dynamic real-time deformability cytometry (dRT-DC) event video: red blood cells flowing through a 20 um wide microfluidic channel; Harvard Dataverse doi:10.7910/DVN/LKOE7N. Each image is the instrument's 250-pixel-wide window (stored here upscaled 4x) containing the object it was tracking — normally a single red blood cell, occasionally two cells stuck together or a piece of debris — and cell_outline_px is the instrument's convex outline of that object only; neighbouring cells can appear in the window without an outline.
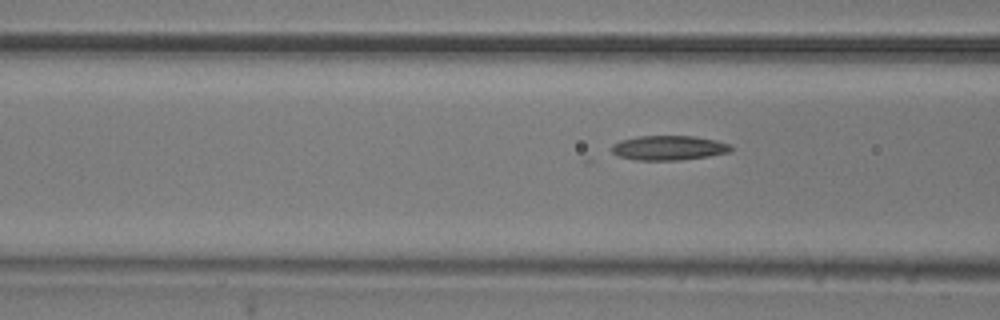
{"species": "common noctule bat (a hibernating species)", "species_latin": "Nyctalus noctula", "temperature_condition": "room temperature", "stored_images_in_passage": 7, "camera_frame_rate_fps": 3000, "um_per_image_px": 0.085, "animal": {"sex": "male", "body_mass_g": 20.5, "forearm_length_mm": 52.5}, "frame": {"image": 1, "passage_image": 7, "time_ms": 2.0, "image_size_px": [1000, 320], "cell_outline_px": [[732, 152], [708, 156], [680, 160], [636, 160], [620, 156], [612, 152], [612, 144], [620, 140], [636, 136], [692, 136], [716, 140], [728, 144], [732, 148]], "centroid_in_image_um": [56.84, 12.56], "position_along_channel_um": 109.8, "area_um2": 17.05}}